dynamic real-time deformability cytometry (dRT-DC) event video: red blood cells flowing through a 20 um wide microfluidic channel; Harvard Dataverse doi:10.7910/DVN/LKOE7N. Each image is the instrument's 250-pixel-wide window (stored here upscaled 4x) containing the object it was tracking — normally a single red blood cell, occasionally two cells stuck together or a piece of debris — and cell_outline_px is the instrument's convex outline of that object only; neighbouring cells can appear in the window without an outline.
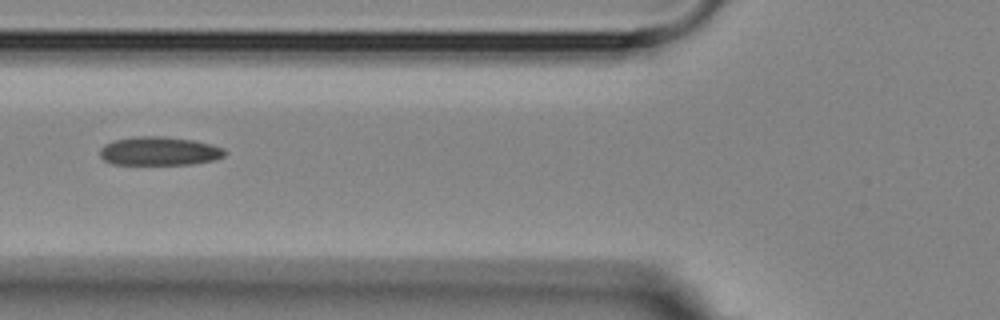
{"species": "Egyptian fruit bat (a non-hibernating species)", "species_latin": "Rousettus aegyptiacus", "temperature_condition": "room temperature", "stored_images_in_passage": 9, "camera_frame_rate_fps": 3000, "um_per_image_px": 0.085, "animal": {"sex": "female"}, "frame": {"image": 1, "passage_image": 6, "time_ms": 6.0, "image_size_px": [1000, 320], "cell_outline_px": [[228, 152], [224, 156], [216, 160], [192, 164], [112, 164], [104, 160], [100, 156], [100, 148], [104, 144], [112, 140], [140, 136], [164, 136], [196, 140], [224, 148]], "centroid_in_image_um": [13.56, 12.84], "position_along_channel_um": 112.2, "area_um2": 21.1}}
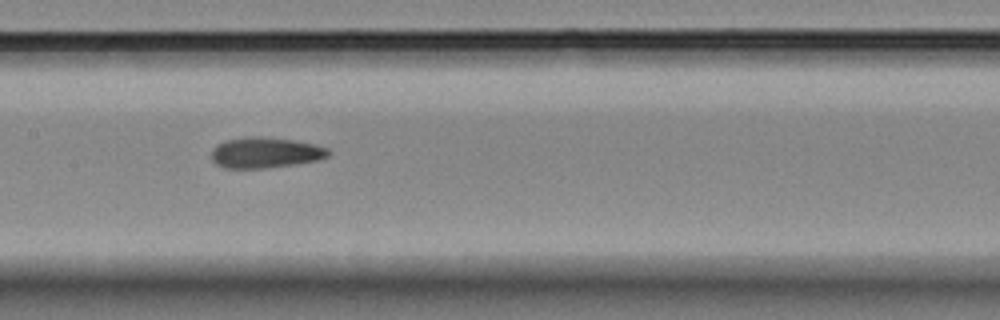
{"frame": {"image": 2, "passage_image": 8, "time_ms": 8.0, "image_size_px": [1000, 320], "cell_outline_px": [[332, 152], [328, 156], [316, 160], [292, 164], [264, 168], [224, 168], [216, 164], [212, 160], [212, 148], [216, 144], [228, 140], [252, 136], [264, 136], [296, 140], [316, 144], [328, 148]], "centroid_in_image_um": [22.56, 12.96], "position_along_channel_um": 184.8, "area_um2": 20.98}}
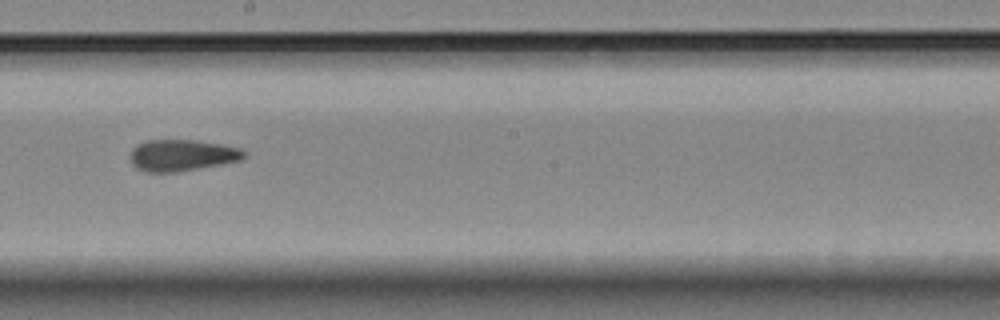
{"frame": {"image": 3, "passage_image": 9, "time_ms": 9.333, "image_size_px": [1000, 320], "cell_outline_px": [[244, 156], [240, 160], [220, 164], [176, 172], [148, 172], [136, 168], [132, 164], [132, 148], [136, 144], [148, 140], [192, 140], [220, 144], [240, 148], [244, 152]], "centroid_in_image_um": [15.43, 13.19], "position_along_channel_um": 232.8, "area_um2": 20.52}}